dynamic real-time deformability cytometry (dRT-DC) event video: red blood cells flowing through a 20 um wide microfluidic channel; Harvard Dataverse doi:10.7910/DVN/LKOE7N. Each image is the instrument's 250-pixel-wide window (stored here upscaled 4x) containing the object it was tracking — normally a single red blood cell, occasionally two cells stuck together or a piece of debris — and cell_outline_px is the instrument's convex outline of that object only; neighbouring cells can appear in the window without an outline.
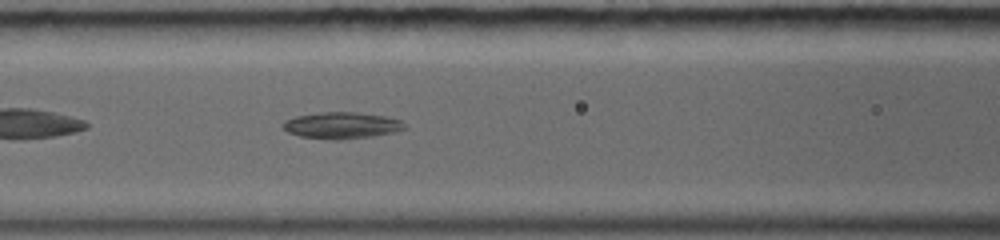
{"species": "common noctule bat (a hibernating species)", "species_latin": "Nyctalus noctula", "temperature_condition": "warm", "stored_images_in_passage": 40, "camera_frame_rate_fps": 5000, "um_per_image_px": 0.085, "animal": {"sex": "female", "body_mass_g": 19.0, "forearm_length_mm": 56.7}, "frame": {"image": 1, "passage_image": 5, "time_ms": 2.0, "image_size_px": [1000, 240], "cell_outline_px": [[404, 128], [396, 132], [372, 136], [340, 140], [328, 140], [300, 136], [288, 132], [284, 128], [284, 120], [296, 116], [320, 112], [356, 112], [384, 116], [400, 120], [404, 124]], "centroid_in_image_um": [29.03, 10.66], "position_along_channel_um": 137.6, "area_um2": 18.73}}
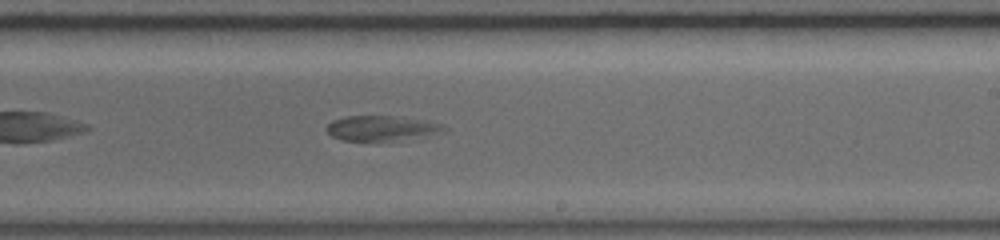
{"frame": {"image": 2, "passage_image": 17, "time_ms": 5.0, "image_size_px": [1000, 240], "cell_outline_px": [[448, 132], [388, 144], [340, 140], [332, 136], [324, 128], [332, 120], [348, 116], [392, 116], [424, 120], [440, 124], [448, 128]], "centroid_in_image_um": [32.48, 10.97], "position_along_channel_um": 256.5, "area_um2": 18.32}}
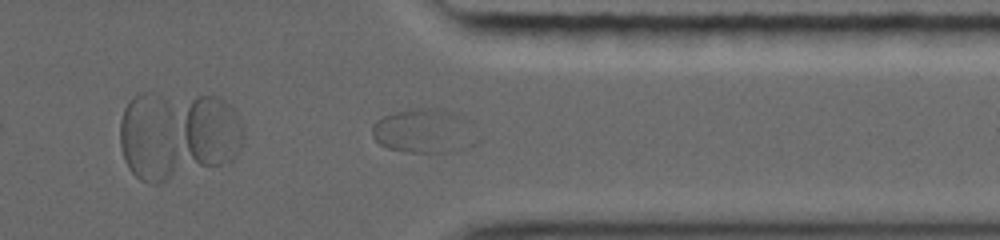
{"frame": {"image": 3, "passage_image": 30, "time_ms": 8.0, "image_size_px": [1000, 240], "cell_outline_px": [[460, 148], [452, 152], [408, 152], [388, 148], [380, 144], [372, 136], [372, 124], [376, 120], [384, 116], [396, 112], [416, 108], [440, 108], [460, 116]], "centroid_in_image_um": [35.62, 11.11], "position_along_channel_um": 375.8, "area_um2": 24.16}}